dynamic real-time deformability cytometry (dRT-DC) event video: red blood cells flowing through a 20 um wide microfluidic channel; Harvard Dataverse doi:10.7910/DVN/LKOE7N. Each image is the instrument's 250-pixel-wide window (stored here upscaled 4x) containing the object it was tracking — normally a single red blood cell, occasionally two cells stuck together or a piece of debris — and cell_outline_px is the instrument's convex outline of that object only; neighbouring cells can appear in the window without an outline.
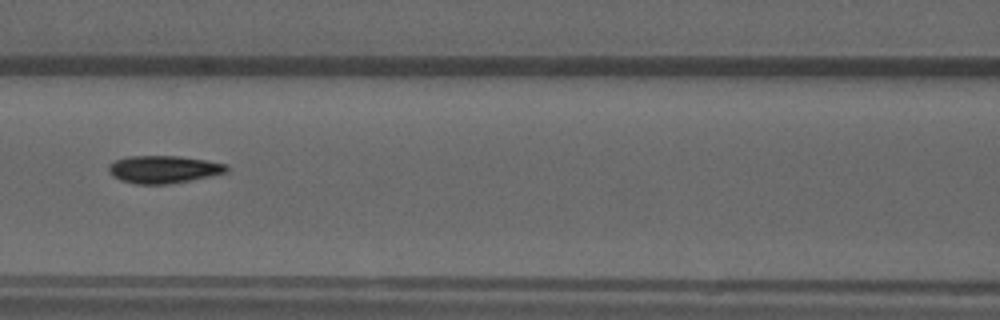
{"species": "common noctule bat (a hibernating species)", "species_latin": "Nyctalus noctula", "temperature_condition": "warm", "stored_images_in_passage": 42, "camera_frame_rate_fps": 3000, "um_per_image_px": 0.085, "animal": {"sex": "male", "forearm_length_mm": 52.5}, "frame": {"image": 1, "passage_image": 17, "time_ms": 5.333, "image_size_px": [1000, 320], "cell_outline_px": [[228, 172], [168, 184], [136, 184], [120, 180], [112, 176], [108, 172], [108, 164], [116, 160], [128, 156], [180, 156], [228, 164]], "centroid_in_image_um": [13.86, 14.39], "position_along_channel_um": 152.7, "area_um2": 18.9}}
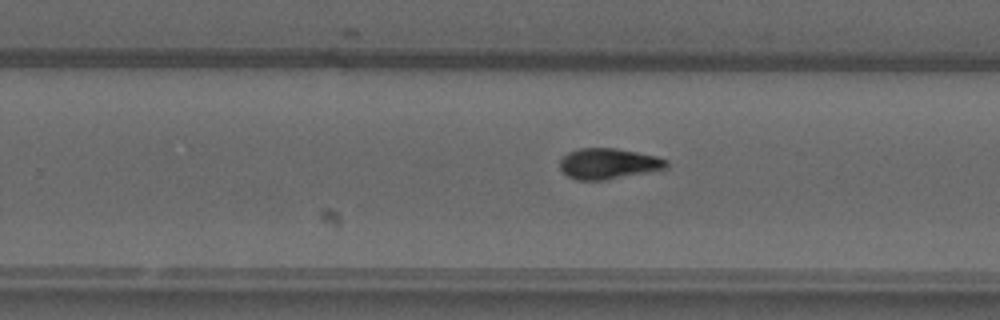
{"frame": {"image": 2, "passage_image": 27, "time_ms": 8.667, "image_size_px": [1000, 320], "cell_outline_px": [[668, 168], [648, 172], [604, 180], [576, 180], [568, 176], [560, 168], [560, 160], [568, 152], [580, 148], [616, 148], [656, 156], [668, 160]], "centroid_in_image_um": [51.72, 13.91], "position_along_channel_um": 278.1, "area_um2": 19.02}}
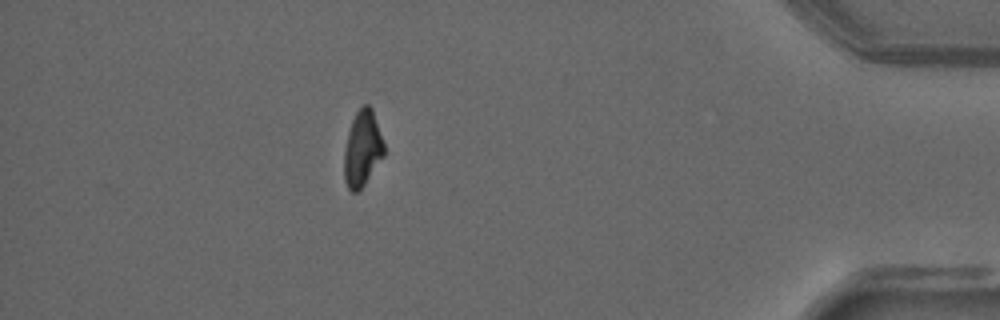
{"frame": {"image": 3, "passage_image": 41, "time_ms": 13.333, "image_size_px": [1000, 320], "cell_outline_px": [[384, 156], [364, 184], [356, 192], [352, 192], [348, 188], [344, 180], [344, 152], [348, 132], [352, 120], [356, 112], [364, 104], [368, 104], [372, 108], [384, 144]], "centroid_in_image_um": [30.8, 12.63], "position_along_channel_um": 404.4, "area_um2": 17.46}}